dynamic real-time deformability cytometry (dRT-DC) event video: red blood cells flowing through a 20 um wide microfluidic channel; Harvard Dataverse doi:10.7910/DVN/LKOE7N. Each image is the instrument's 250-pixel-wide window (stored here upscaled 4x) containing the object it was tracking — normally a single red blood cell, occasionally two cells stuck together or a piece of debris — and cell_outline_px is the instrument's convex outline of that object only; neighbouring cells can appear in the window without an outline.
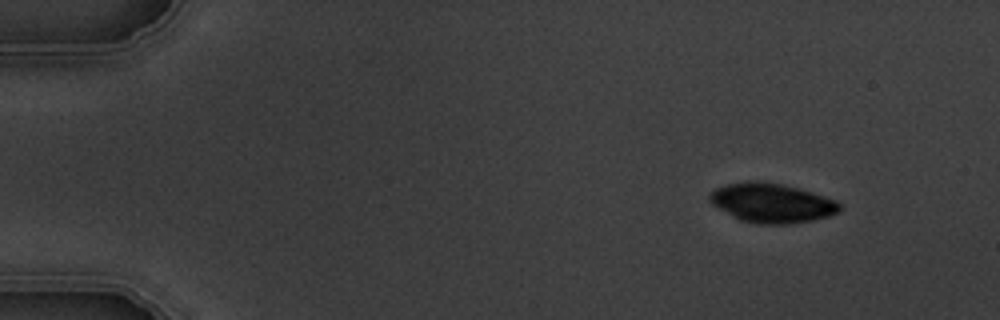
{"species": "common noctule bat (a hibernating species)", "species_latin": "Nyctalus noctula", "temperature_condition": "warm", "stored_images_in_passage": 4, "camera_frame_rate_fps": 3000, "um_per_image_px": 0.085, "animal": {"sex": "male", "body_mass_g": 19.5, "forearm_length_mm": 54.6}, "frame": {"image": 1, "passage_image": 1, "time_ms": 0.0, "image_size_px": [1000, 320], "cell_outline_px": [[840, 208], [836, 212], [828, 216], [812, 220], [784, 224], [760, 224], [740, 220], [712, 204], [708, 200], [708, 196], [716, 188], [724, 184], [748, 180], [760, 180], [784, 184], [824, 196], [836, 200], [840, 204]], "centroid_in_image_um": [65.56, 17.23], "position_along_channel_um": 19.4, "area_um2": 29.71}}